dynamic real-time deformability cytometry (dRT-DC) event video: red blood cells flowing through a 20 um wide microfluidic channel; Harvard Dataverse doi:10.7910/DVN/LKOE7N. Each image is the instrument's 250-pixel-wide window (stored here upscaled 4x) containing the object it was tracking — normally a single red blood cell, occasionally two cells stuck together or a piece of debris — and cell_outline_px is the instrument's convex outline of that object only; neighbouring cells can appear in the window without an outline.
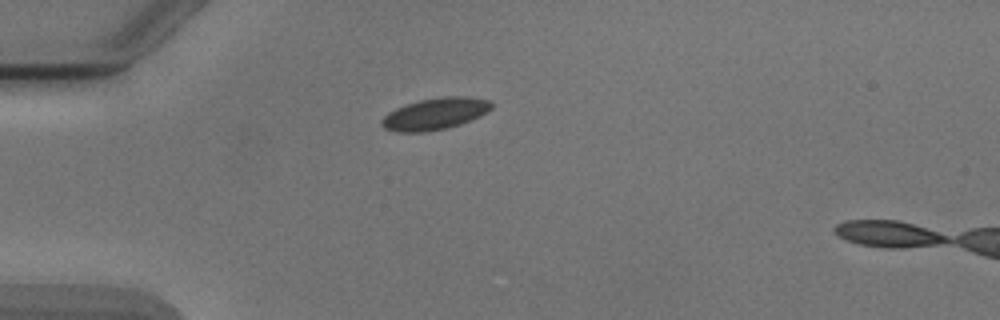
{"species": "Egyptian fruit bat (a non-hibernating species)", "species_latin": "Rousettus aegyptiacus", "temperature_condition": "cold", "stored_images_in_passage": 2, "camera_frame_rate_fps": 3000, "um_per_image_px": 0.085, "animal": {"sex": "male"}, "frame": {"image": 1, "passage_image": 2, "time_ms": 1.333, "image_size_px": [1000, 320], "cell_outline_px": [[492, 108], [480, 116], [460, 124], [444, 128], [424, 132], [396, 132], [384, 128], [380, 124], [380, 120], [388, 112], [396, 108], [420, 100], [444, 96], [468, 96], [492, 100]], "centroid_in_image_um": [36.98, 9.66], "position_along_channel_um": 48.0, "area_um2": 20.29}}